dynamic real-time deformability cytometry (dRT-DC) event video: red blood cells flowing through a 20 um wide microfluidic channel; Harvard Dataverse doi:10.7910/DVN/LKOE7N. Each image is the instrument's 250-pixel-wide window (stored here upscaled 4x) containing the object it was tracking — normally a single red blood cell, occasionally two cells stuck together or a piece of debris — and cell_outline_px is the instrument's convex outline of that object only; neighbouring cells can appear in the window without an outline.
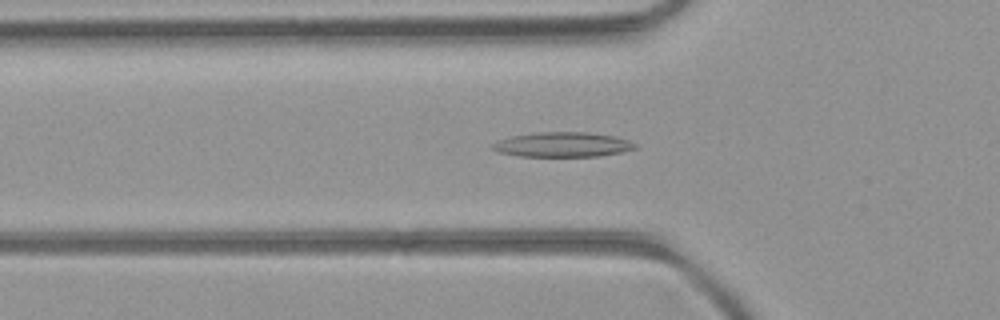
{"species": "common noctule bat (a hibernating species)", "species_latin": "Nyctalus noctula", "temperature_condition": "room temperature", "stored_images_in_passage": 48, "camera_frame_rate_fps": 3000, "um_per_image_px": 0.085, "animal": {"sex": "female", "body_mass_g": 21.9}, "frame": {"image": 1, "passage_image": 15, "time_ms": 4.667, "image_size_px": [1000, 320], "cell_outline_px": [[640, 148], [600, 156], [520, 156], [496, 152], [492, 148], [492, 144], [500, 140], [512, 136], [536, 132], [588, 132], [616, 136], [640, 144]], "centroid_in_image_um": [47.89, 12.29], "position_along_channel_um": 77.9, "area_um2": 20.75}}
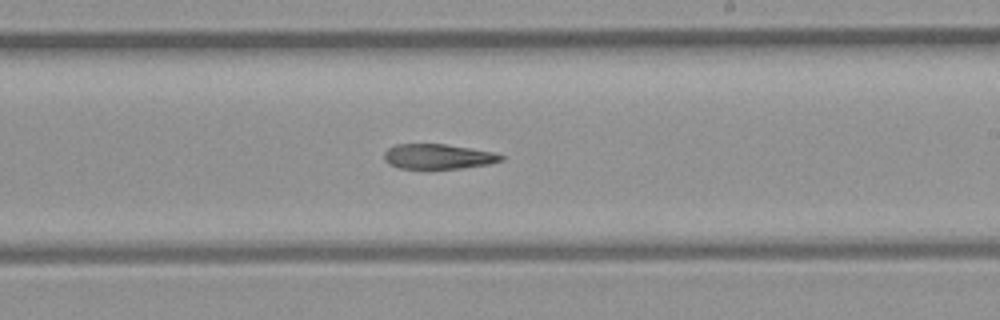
{"frame": {"image": 2, "passage_image": 27, "time_ms": 8.667, "image_size_px": [1000, 320], "cell_outline_px": [[504, 160], [488, 164], [460, 168], [428, 172], [424, 172], [400, 168], [388, 164], [384, 160], [384, 152], [388, 148], [396, 144], [444, 144], [496, 152], [504, 156]], "centroid_in_image_um": [37.2, 13.35], "position_along_channel_um": 251.8, "area_um2": 17.92}}
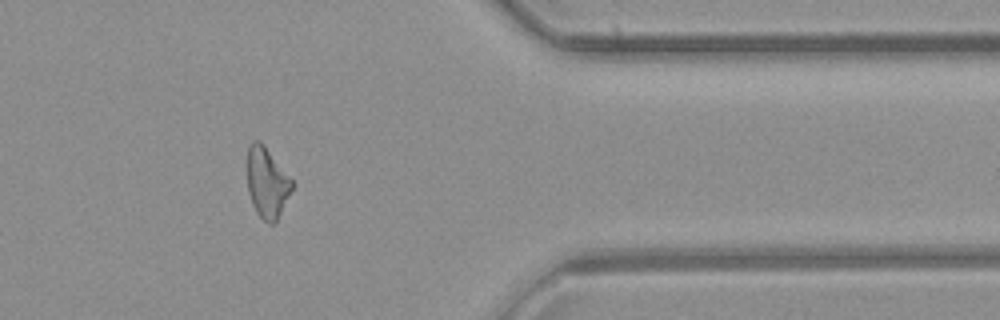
{"frame": {"image": 3, "passage_image": 38, "time_ms": 12.333, "image_size_px": [1000, 320], "cell_outline_px": [[296, 184], [276, 220], [272, 224], [268, 224], [256, 212], [252, 204], [248, 192], [248, 144], [252, 140], [260, 140], [264, 144]], "centroid_in_image_um": [22.71, 15.5], "position_along_channel_um": 388.7, "area_um2": 18.5}}